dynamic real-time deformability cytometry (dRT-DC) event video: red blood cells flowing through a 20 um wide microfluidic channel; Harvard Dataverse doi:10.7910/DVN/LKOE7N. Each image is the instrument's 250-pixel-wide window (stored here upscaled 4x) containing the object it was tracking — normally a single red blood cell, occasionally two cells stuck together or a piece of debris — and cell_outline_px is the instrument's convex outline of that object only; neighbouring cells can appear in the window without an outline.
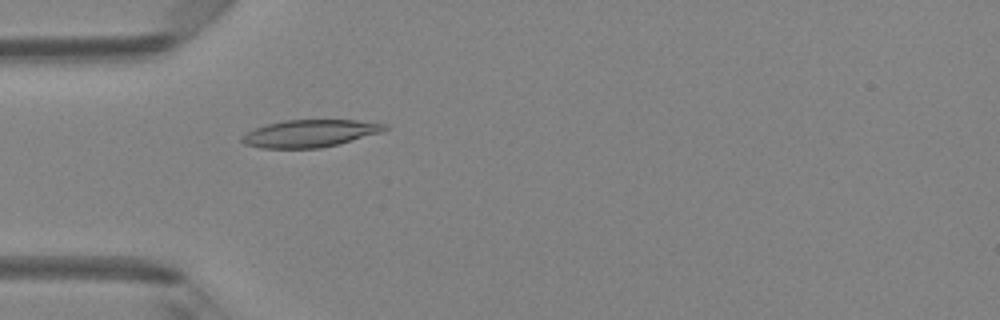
{"species": "Egyptian fruit bat (a non-hibernating species)", "species_latin": "Rousettus aegyptiacus", "temperature_condition": "room temperature", "stored_images_in_passage": 39, "camera_frame_rate_fps": 3000, "um_per_image_px": 0.085, "animal": {"sex": "female"}, "frame": {"image": 1, "passage_image": 5, "time_ms": 1.333, "image_size_px": [1000, 320], "cell_outline_px": [[388, 128], [380, 132], [340, 144], [320, 148], [260, 148], [244, 144], [240, 140], [240, 136], [256, 128], [268, 124], [284, 120], [356, 120], [388, 124]], "centroid_in_image_um": [26.33, 11.34], "position_along_channel_um": 58.7, "area_um2": 22.72}}
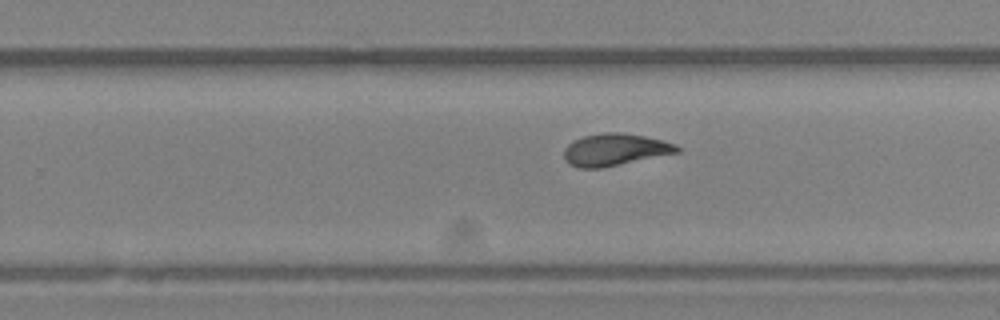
{"frame": {"image": 2, "passage_image": 21, "time_ms": 6.667, "image_size_px": [1000, 320], "cell_outline_px": [[680, 152], [604, 168], [580, 168], [568, 164], [564, 160], [564, 148], [572, 140], [584, 136], [604, 132], [620, 132], [644, 136], [676, 144], [680, 148]], "centroid_in_image_um": [52.24, 12.73], "position_along_channel_um": 277.6, "area_um2": 21.33}}
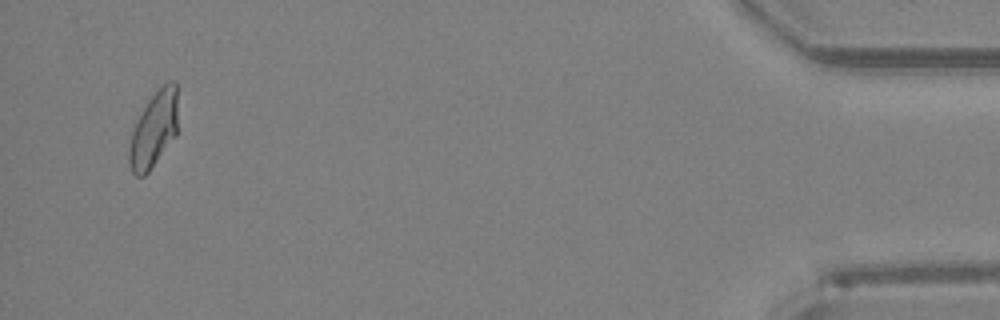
{"frame": {"image": 3, "passage_image": 37, "time_ms": 12.0, "image_size_px": [1000, 320], "cell_outline_px": [[176, 136], [148, 172], [144, 176], [136, 176], [132, 172], [128, 164], [128, 152], [132, 132], [148, 100], [168, 80], [172, 80], [176, 84]], "centroid_in_image_um": [13.06, 11.05], "position_along_channel_um": 422.1, "area_um2": 21.04}, "authors_computed_cell_mechanics": {"area_um2": 21.3282, "velocity_mm_per_s": 4.1866, "shape_relaxation_time_tau1_ms": 5.1948, "shape_relaxation_time_tau2_ms": 1.4368, "deformation_change_tau1": 0.168, "deformation_change_tau2": 0.0672}}